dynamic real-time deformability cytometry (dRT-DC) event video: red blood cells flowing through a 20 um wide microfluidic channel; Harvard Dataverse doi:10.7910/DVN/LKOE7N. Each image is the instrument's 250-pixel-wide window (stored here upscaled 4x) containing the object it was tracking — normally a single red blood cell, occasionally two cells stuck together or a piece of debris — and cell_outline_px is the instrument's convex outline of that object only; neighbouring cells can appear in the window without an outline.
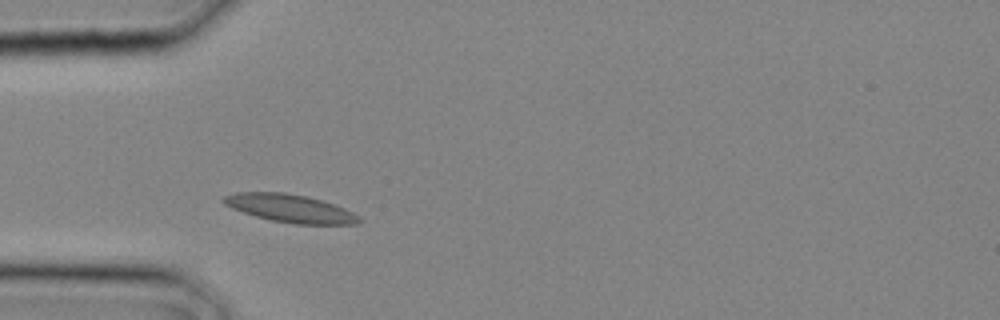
{"species": "common noctule bat (a hibernating species)", "species_latin": "Nyctalus noctula", "temperature_condition": "cold", "stored_images_in_passage": 1, "camera_frame_rate_fps": 3000, "um_per_image_px": 0.085, "animal": {"sex": "male", "body_mass_g": 20.4}, "frame": {"image": 1, "passage_image": 1, "time_ms": 0.0, "image_size_px": [1000, 320], "cell_outline_px": [[364, 220], [356, 224], [296, 224], [272, 220], [256, 216], [232, 208], [224, 204], [220, 200], [224, 196], [236, 192], [284, 192], [308, 196], [344, 208], [360, 216]], "centroid_in_image_um": [24.67, 17.7], "position_along_channel_um": 60.3, "area_um2": 22.02}}